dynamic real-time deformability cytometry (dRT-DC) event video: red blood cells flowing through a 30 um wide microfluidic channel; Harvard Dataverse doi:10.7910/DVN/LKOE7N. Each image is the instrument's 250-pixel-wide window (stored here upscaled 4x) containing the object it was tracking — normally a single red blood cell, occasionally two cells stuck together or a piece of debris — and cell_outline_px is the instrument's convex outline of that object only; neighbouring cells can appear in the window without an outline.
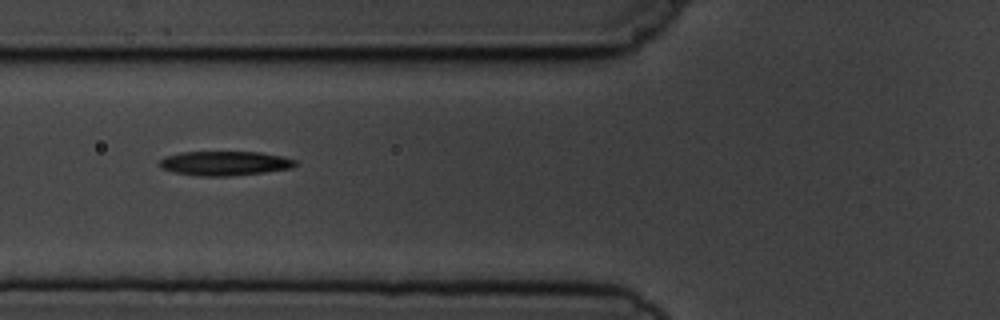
{"species": "common noctule bat (a hibernating species)", "species_latin": "Nyctalus noctula", "temperature_condition": "cold", "stored_images_in_passage": 6, "camera_frame_rate_fps": 3000, "um_per_image_px": 0.085, "animal": {"sex": "male", "body_mass_g": 19.5, "forearm_length_mm": 54.6}, "frame": {"image": 1, "passage_image": 4, "time_ms": 3.667, "image_size_px": [1000, 320], "cell_outline_px": [[296, 164], [292, 168], [264, 172], [228, 176], [196, 176], [172, 172], [156, 164], [164, 156], [180, 152], [260, 152], [280, 156], [296, 160]], "centroid_in_image_um": [19.05, 13.88], "position_along_channel_um": 106.8, "area_um2": 19.31}}
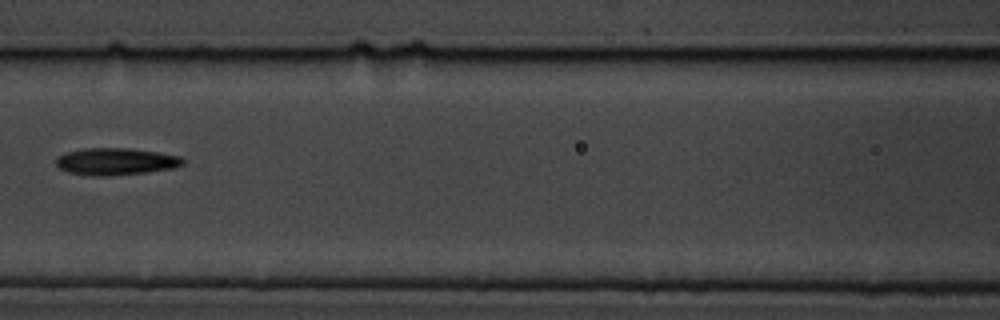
{"frame": {"image": 2, "passage_image": 5, "time_ms": 5.0, "image_size_px": [1000, 320], "cell_outline_px": [[184, 164], [176, 168], [112, 176], [92, 176], [68, 172], [60, 168], [56, 164], [56, 156], [68, 152], [84, 148], [128, 148], [156, 152], [180, 156], [184, 160]], "centroid_in_image_um": [9.84, 13.73], "position_along_channel_um": 156.8, "area_um2": 20.0}}
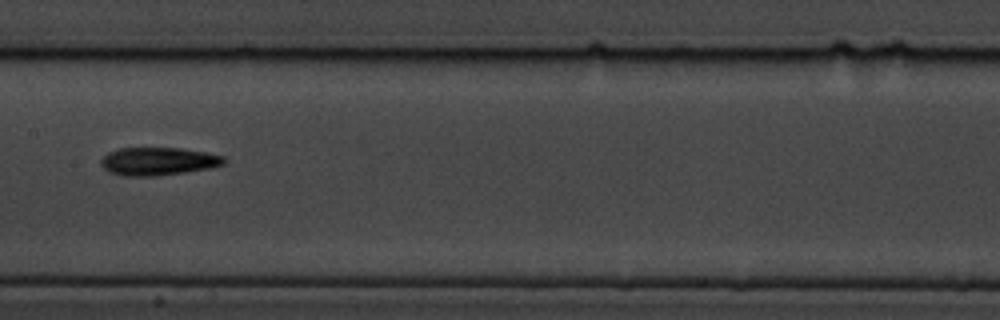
{"frame": {"image": 3, "passage_image": 6, "time_ms": 6.0, "image_size_px": [1000, 320], "cell_outline_px": [[228, 160], [224, 164], [212, 168], [156, 176], [124, 176], [112, 172], [104, 168], [100, 164], [100, 160], [108, 152], [120, 148], [180, 148], [204, 152], [224, 156]], "centroid_in_image_um": [13.47, 13.71], "position_along_channel_um": 193.9, "area_um2": 20.06}}